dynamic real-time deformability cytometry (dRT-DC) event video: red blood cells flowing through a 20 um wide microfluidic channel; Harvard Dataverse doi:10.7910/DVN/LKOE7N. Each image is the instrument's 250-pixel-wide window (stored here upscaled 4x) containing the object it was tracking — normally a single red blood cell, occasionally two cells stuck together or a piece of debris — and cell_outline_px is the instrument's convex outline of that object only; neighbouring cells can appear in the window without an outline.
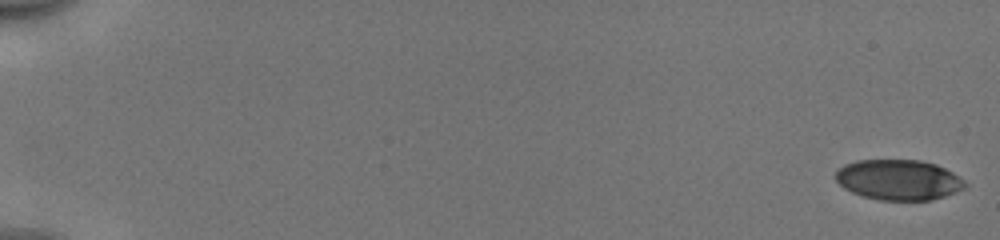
{"species": "human", "species_latin": "Homo sapiens", "temperature_condition": "cold", "stored_images_in_passage": 53, "camera_frame_rate_fps": 3000, "um_per_image_px": 0.085, "donor": {"sex": "male"}, "frame": {"image": 1, "passage_image": 1, "time_ms": 0.0, "image_size_px": [1000, 240], "cell_outline_px": [[968, 184], [964, 188], [944, 196], [932, 200], [880, 200], [864, 196], [852, 192], [844, 188], [836, 180], [836, 172], [844, 164], [856, 160], [920, 160], [936, 164], [952, 172]], "centroid_in_image_um": [76.37, 15.28], "position_along_channel_um": 8.6, "area_um2": 30.29}}
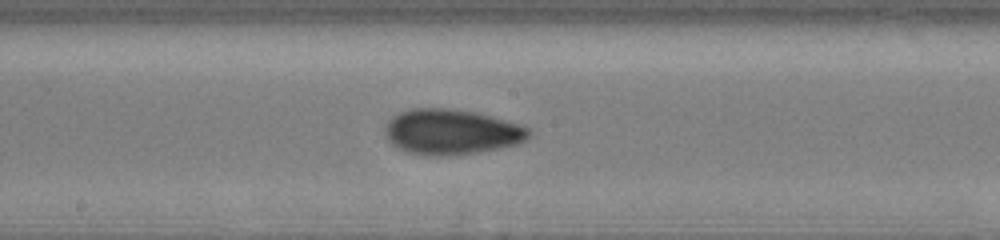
{"frame": {"image": 2, "passage_image": 31, "time_ms": 10.0, "image_size_px": [1000, 240], "cell_outline_px": [[532, 136], [520, 144], [500, 148], [476, 152], [440, 156], [408, 152], [392, 144], [388, 140], [384, 132], [384, 128], [388, 120], [392, 116], [400, 112], [412, 108], [452, 108], [476, 112], [520, 124], [528, 128], [532, 132]], "centroid_in_image_um": [38.4, 11.19], "position_along_channel_um": 209.8, "area_um2": 38.09}}
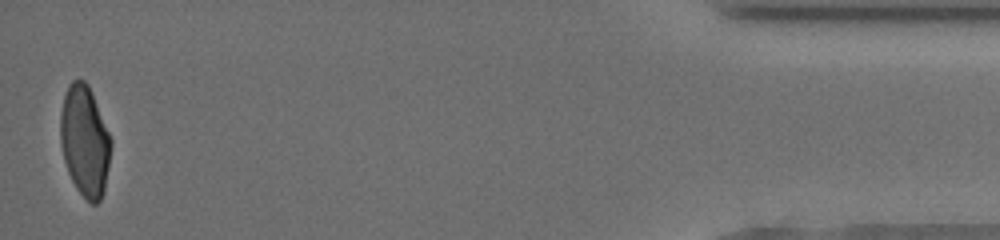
{"frame": {"image": 3, "passage_image": 53, "time_ms": 17.333, "image_size_px": [1000, 240], "cell_outline_px": [[112, 148], [104, 192], [100, 200], [96, 204], [92, 204], [76, 188], [68, 172], [64, 160], [60, 144], [60, 112], [64, 96], [68, 84], [72, 80], [84, 80], [88, 84], [92, 92], [112, 140]], "centroid_in_image_um": [7.21, 11.98], "position_along_channel_um": 428.0, "area_um2": 32.89}, "authors_computed_cell_mechanics": {"area_um2": 34.4488, "velocity_mm_per_s": 3.9942, "shape_relaxation_time_tau1_ms": 8.6066, "shape_relaxation_time_tau2_ms": 1.6688, "deformation_change_tau1": 0.1991, "deformation_change_tau2": 0.0722}}